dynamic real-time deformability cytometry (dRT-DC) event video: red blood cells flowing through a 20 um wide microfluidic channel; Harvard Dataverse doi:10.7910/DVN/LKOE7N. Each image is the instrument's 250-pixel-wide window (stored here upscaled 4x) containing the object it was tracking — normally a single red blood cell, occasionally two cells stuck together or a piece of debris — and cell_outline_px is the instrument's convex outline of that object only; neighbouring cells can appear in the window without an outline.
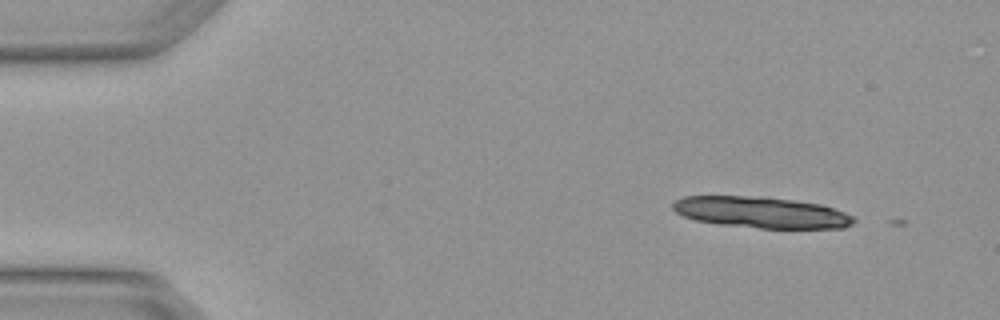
{"species": "Egyptian fruit bat (a non-hibernating species)", "species_latin": "Rousettus aegyptiacus", "temperature_condition": "warm", "stored_images_in_passage": 2, "camera_frame_rate_fps": 3000, "um_per_image_px": 0.085, "animal": {"sex": "female"}, "frame": {"image": 1, "passage_image": 1, "time_ms": 0.0, "image_size_px": [1000, 320], "cell_outline_px": [[856, 220], [852, 224], [844, 228], [760, 228], [720, 224], [696, 220], [684, 216], [676, 212], [672, 208], [672, 204], [676, 200], [684, 196], [768, 196], [796, 200], [820, 204], [856, 216]], "centroid_in_image_um": [64.74, 18.04], "position_along_channel_um": 20.3, "area_um2": 33.06}}